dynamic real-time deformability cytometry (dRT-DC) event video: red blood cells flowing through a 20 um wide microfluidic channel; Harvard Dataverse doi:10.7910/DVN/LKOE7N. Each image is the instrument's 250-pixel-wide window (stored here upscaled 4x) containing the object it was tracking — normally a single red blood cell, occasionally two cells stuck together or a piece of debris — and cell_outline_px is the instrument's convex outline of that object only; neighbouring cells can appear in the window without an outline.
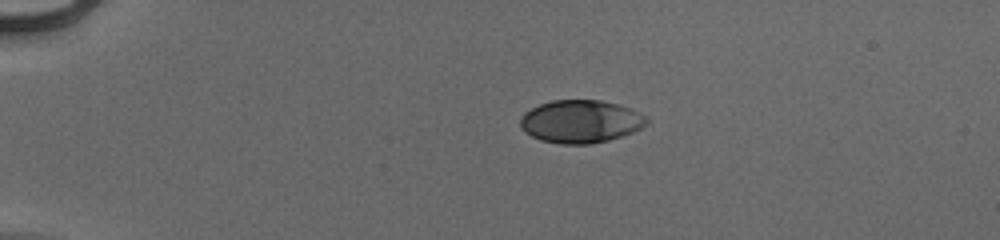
{"species": "human", "species_latin": "Homo sapiens", "temperature_condition": "cold", "stored_images_in_passage": 42, "camera_frame_rate_fps": 3000, "um_per_image_px": 0.085, "donor": {"sex": "male"}, "frame": {"image": 1, "passage_image": 1, "time_ms": 0.0, "image_size_px": [1000, 240], "cell_outline_px": [[648, 124], [632, 132], [608, 140], [592, 144], [560, 144], [540, 140], [524, 132], [520, 128], [520, 120], [524, 112], [540, 104], [552, 100], [600, 100], [632, 108], [648, 116]], "centroid_in_image_um": [49.36, 10.32], "position_along_channel_um": 35.6, "area_um2": 31.73}}
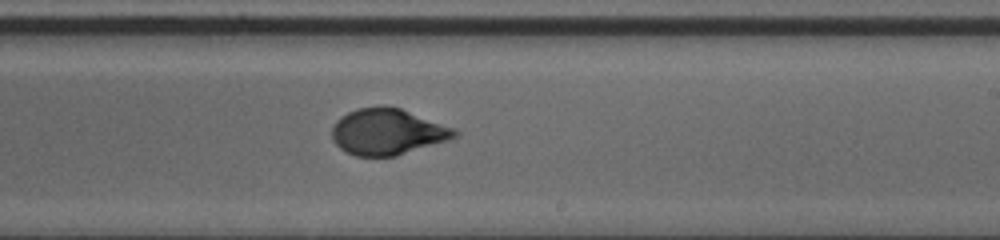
{"frame": {"image": 2, "passage_image": 23, "time_ms": 7.333, "image_size_px": [1000, 240], "cell_outline_px": [[460, 132], [456, 136], [448, 140], [396, 156], [356, 156], [340, 148], [332, 140], [332, 128], [336, 120], [340, 116], [356, 108], [380, 104], [384, 104], [400, 108], [456, 128]], "centroid_in_image_um": [32.93, 11.17], "position_along_channel_um": 256.1, "area_um2": 33.35}}
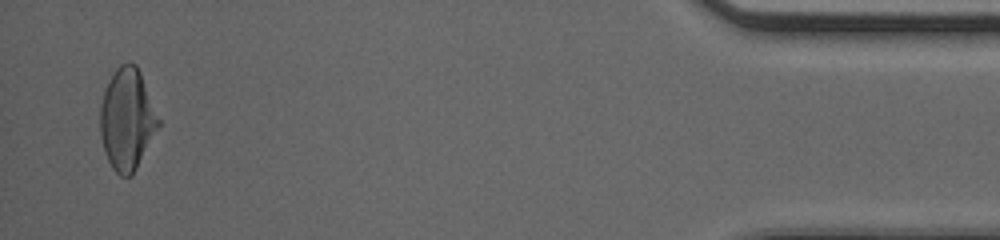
{"frame": {"image": 3, "passage_image": 41, "time_ms": 13.333, "image_size_px": [1000, 240], "cell_outline_px": [[160, 124], [132, 176], [120, 176], [112, 168], [104, 152], [100, 136], [100, 108], [104, 92], [116, 68], [120, 64], [136, 64], [140, 72], [160, 120]], "centroid_in_image_um": [10.79, 10.17], "position_along_channel_um": 424.4, "area_um2": 33.99}, "authors_computed_cell_mechanics": {"area_um2": 33.1483, "velocity_mm_per_s": 3.9494, "shape_relaxation_time_tau1_ms": 3.6878, "shape_relaxation_time_tau2_ms": null, "deformation_change_tau1": 0.1767, "deformation_change_tau2": null}}